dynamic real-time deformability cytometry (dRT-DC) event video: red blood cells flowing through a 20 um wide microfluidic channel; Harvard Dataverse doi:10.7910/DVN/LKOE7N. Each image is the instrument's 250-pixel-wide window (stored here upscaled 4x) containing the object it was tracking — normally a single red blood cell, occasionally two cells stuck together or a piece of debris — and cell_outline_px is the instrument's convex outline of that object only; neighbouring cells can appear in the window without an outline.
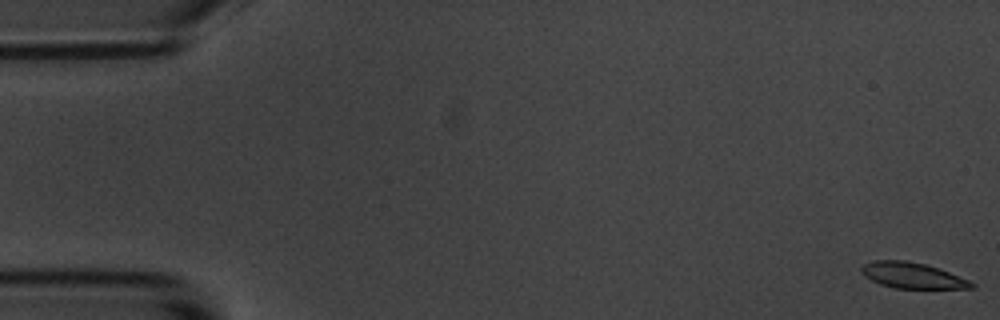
{"species": "common noctule bat (a hibernating species)", "species_latin": "Nyctalus noctula", "temperature_condition": "room temperature", "stored_images_in_passage": 8, "camera_frame_rate_fps": 3000, "um_per_image_px": 0.085, "animal": {"sex": "male", "body_mass_g": 20.1, "forearm_length_mm": 53.5}, "frame": {"image": 1, "passage_image": 1, "time_ms": 0.0, "image_size_px": [1000, 320], "cell_outline_px": [[976, 288], [896, 288], [880, 284], [864, 276], [860, 272], [860, 268], [864, 264], [872, 260], [904, 260], [924, 264], [940, 268], [968, 280], [976, 284]], "centroid_in_image_um": [77.53, 23.4], "position_along_channel_um": 7.5, "area_um2": 16.53}}
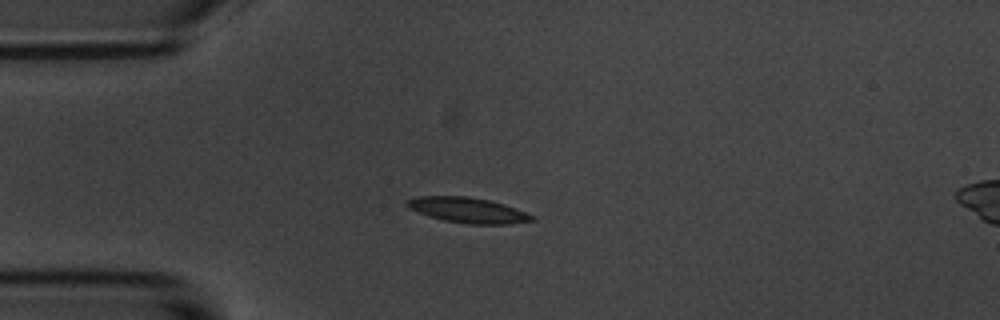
{"frame": {"image": 2, "passage_image": 5, "time_ms": 4.667, "image_size_px": [1000, 320], "cell_outline_px": [[536, 220], [508, 224], [468, 224], [444, 220], [428, 216], [408, 208], [404, 204], [408, 200], [420, 196], [468, 196], [488, 200], [504, 204], [536, 216]], "centroid_in_image_um": [39.78, 17.87], "position_along_channel_um": 45.2, "area_um2": 18.44}}
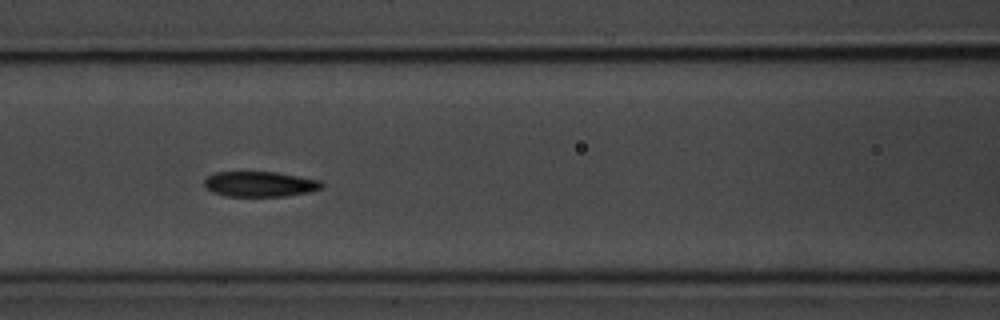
{"frame": {"image": 3, "passage_image": 8, "time_ms": 8.0, "image_size_px": [1000, 320], "cell_outline_px": [[324, 184], [320, 188], [308, 192], [284, 196], [224, 196], [212, 192], [204, 188], [204, 180], [212, 172], [276, 172], [320, 180]], "centroid_in_image_um": [22.03, 15.64], "position_along_channel_um": 144.6, "area_um2": 17.34}}